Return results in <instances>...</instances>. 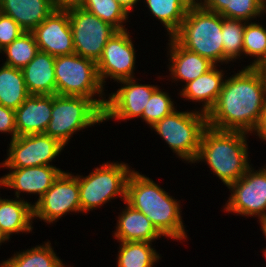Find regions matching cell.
<instances>
[{
	"instance_id": "obj_1",
	"label": "cell",
	"mask_w": 266,
	"mask_h": 267,
	"mask_svg": "<svg viewBox=\"0 0 266 267\" xmlns=\"http://www.w3.org/2000/svg\"><path fill=\"white\" fill-rule=\"evenodd\" d=\"M266 103V76L256 67H245L225 79L207 126L217 130L253 133Z\"/></svg>"
},
{
	"instance_id": "obj_2",
	"label": "cell",
	"mask_w": 266,
	"mask_h": 267,
	"mask_svg": "<svg viewBox=\"0 0 266 267\" xmlns=\"http://www.w3.org/2000/svg\"><path fill=\"white\" fill-rule=\"evenodd\" d=\"M125 201L145 214L162 236L177 241L187 238L180 201L149 177L133 170L127 180Z\"/></svg>"
},
{
	"instance_id": "obj_3",
	"label": "cell",
	"mask_w": 266,
	"mask_h": 267,
	"mask_svg": "<svg viewBox=\"0 0 266 267\" xmlns=\"http://www.w3.org/2000/svg\"><path fill=\"white\" fill-rule=\"evenodd\" d=\"M247 132L217 130L207 126L201 136L197 161H204L228 187L251 166L248 162Z\"/></svg>"
},
{
	"instance_id": "obj_4",
	"label": "cell",
	"mask_w": 266,
	"mask_h": 267,
	"mask_svg": "<svg viewBox=\"0 0 266 267\" xmlns=\"http://www.w3.org/2000/svg\"><path fill=\"white\" fill-rule=\"evenodd\" d=\"M221 14L203 5L190 6L179 30L172 36L182 47L209 59L224 63Z\"/></svg>"
},
{
	"instance_id": "obj_5",
	"label": "cell",
	"mask_w": 266,
	"mask_h": 267,
	"mask_svg": "<svg viewBox=\"0 0 266 267\" xmlns=\"http://www.w3.org/2000/svg\"><path fill=\"white\" fill-rule=\"evenodd\" d=\"M54 70L56 94L90 98L104 111L107 99L102 97L104 87L94 60L75 53L56 56ZM96 94L102 99H94Z\"/></svg>"
},
{
	"instance_id": "obj_6",
	"label": "cell",
	"mask_w": 266,
	"mask_h": 267,
	"mask_svg": "<svg viewBox=\"0 0 266 267\" xmlns=\"http://www.w3.org/2000/svg\"><path fill=\"white\" fill-rule=\"evenodd\" d=\"M104 122V111L90 98L52 95L51 120L45 134L66 146L74 132Z\"/></svg>"
},
{
	"instance_id": "obj_7",
	"label": "cell",
	"mask_w": 266,
	"mask_h": 267,
	"mask_svg": "<svg viewBox=\"0 0 266 267\" xmlns=\"http://www.w3.org/2000/svg\"><path fill=\"white\" fill-rule=\"evenodd\" d=\"M207 127V114L199 111L178 112L151 126L182 160L195 163L203 130Z\"/></svg>"
},
{
	"instance_id": "obj_8",
	"label": "cell",
	"mask_w": 266,
	"mask_h": 267,
	"mask_svg": "<svg viewBox=\"0 0 266 267\" xmlns=\"http://www.w3.org/2000/svg\"><path fill=\"white\" fill-rule=\"evenodd\" d=\"M132 171L127 164L107 162L86 177L76 175L81 212L87 213L117 196L125 201L126 184Z\"/></svg>"
},
{
	"instance_id": "obj_9",
	"label": "cell",
	"mask_w": 266,
	"mask_h": 267,
	"mask_svg": "<svg viewBox=\"0 0 266 267\" xmlns=\"http://www.w3.org/2000/svg\"><path fill=\"white\" fill-rule=\"evenodd\" d=\"M68 16L74 53L97 62L117 29L83 8L69 10Z\"/></svg>"
},
{
	"instance_id": "obj_10",
	"label": "cell",
	"mask_w": 266,
	"mask_h": 267,
	"mask_svg": "<svg viewBox=\"0 0 266 267\" xmlns=\"http://www.w3.org/2000/svg\"><path fill=\"white\" fill-rule=\"evenodd\" d=\"M228 189L232 193L224 210L243 216L256 215L259 221L266 218V166L259 171L250 166Z\"/></svg>"
},
{
	"instance_id": "obj_11",
	"label": "cell",
	"mask_w": 266,
	"mask_h": 267,
	"mask_svg": "<svg viewBox=\"0 0 266 267\" xmlns=\"http://www.w3.org/2000/svg\"><path fill=\"white\" fill-rule=\"evenodd\" d=\"M9 146L8 157L0 163L6 168L50 166V162L65 147L58 139L45 133L17 136Z\"/></svg>"
},
{
	"instance_id": "obj_12",
	"label": "cell",
	"mask_w": 266,
	"mask_h": 267,
	"mask_svg": "<svg viewBox=\"0 0 266 267\" xmlns=\"http://www.w3.org/2000/svg\"><path fill=\"white\" fill-rule=\"evenodd\" d=\"M67 212H81L79 184L76 176L62 171L46 193L33 204V218L38 217L50 224Z\"/></svg>"
},
{
	"instance_id": "obj_13",
	"label": "cell",
	"mask_w": 266,
	"mask_h": 267,
	"mask_svg": "<svg viewBox=\"0 0 266 267\" xmlns=\"http://www.w3.org/2000/svg\"><path fill=\"white\" fill-rule=\"evenodd\" d=\"M135 54L134 44L127 29L117 30L107 41L101 57L96 62L102 85H105L107 77L117 82L134 78Z\"/></svg>"
},
{
	"instance_id": "obj_14",
	"label": "cell",
	"mask_w": 266,
	"mask_h": 267,
	"mask_svg": "<svg viewBox=\"0 0 266 267\" xmlns=\"http://www.w3.org/2000/svg\"><path fill=\"white\" fill-rule=\"evenodd\" d=\"M118 82L123 86L109 95L104 109V121L109 119L124 121L142 117L148 100L158 87L138 84L134 78Z\"/></svg>"
},
{
	"instance_id": "obj_15",
	"label": "cell",
	"mask_w": 266,
	"mask_h": 267,
	"mask_svg": "<svg viewBox=\"0 0 266 267\" xmlns=\"http://www.w3.org/2000/svg\"><path fill=\"white\" fill-rule=\"evenodd\" d=\"M32 33L39 51L54 57L74 54L68 11H53Z\"/></svg>"
},
{
	"instance_id": "obj_16",
	"label": "cell",
	"mask_w": 266,
	"mask_h": 267,
	"mask_svg": "<svg viewBox=\"0 0 266 267\" xmlns=\"http://www.w3.org/2000/svg\"><path fill=\"white\" fill-rule=\"evenodd\" d=\"M9 169L12 171L0 178V184L15 189L17 199H19L21 192H25L38 194L39 200L62 172L61 169L53 165Z\"/></svg>"
},
{
	"instance_id": "obj_17",
	"label": "cell",
	"mask_w": 266,
	"mask_h": 267,
	"mask_svg": "<svg viewBox=\"0 0 266 267\" xmlns=\"http://www.w3.org/2000/svg\"><path fill=\"white\" fill-rule=\"evenodd\" d=\"M52 113V95H29L15 110L17 136L45 133Z\"/></svg>"
},
{
	"instance_id": "obj_18",
	"label": "cell",
	"mask_w": 266,
	"mask_h": 267,
	"mask_svg": "<svg viewBox=\"0 0 266 267\" xmlns=\"http://www.w3.org/2000/svg\"><path fill=\"white\" fill-rule=\"evenodd\" d=\"M169 39V71L174 81H185L187 84L215 66L209 59L182 47L173 37Z\"/></svg>"
},
{
	"instance_id": "obj_19",
	"label": "cell",
	"mask_w": 266,
	"mask_h": 267,
	"mask_svg": "<svg viewBox=\"0 0 266 267\" xmlns=\"http://www.w3.org/2000/svg\"><path fill=\"white\" fill-rule=\"evenodd\" d=\"M53 11L52 0H0V12L16 21L25 32H32Z\"/></svg>"
},
{
	"instance_id": "obj_20",
	"label": "cell",
	"mask_w": 266,
	"mask_h": 267,
	"mask_svg": "<svg viewBox=\"0 0 266 267\" xmlns=\"http://www.w3.org/2000/svg\"><path fill=\"white\" fill-rule=\"evenodd\" d=\"M55 57L39 51L22 69L25 86L30 95H55Z\"/></svg>"
},
{
	"instance_id": "obj_21",
	"label": "cell",
	"mask_w": 266,
	"mask_h": 267,
	"mask_svg": "<svg viewBox=\"0 0 266 267\" xmlns=\"http://www.w3.org/2000/svg\"><path fill=\"white\" fill-rule=\"evenodd\" d=\"M125 207L117 220L116 231L114 232L116 240L119 242H149L152 243L162 235L156 230L149 218L130 206L124 201Z\"/></svg>"
},
{
	"instance_id": "obj_22",
	"label": "cell",
	"mask_w": 266,
	"mask_h": 267,
	"mask_svg": "<svg viewBox=\"0 0 266 267\" xmlns=\"http://www.w3.org/2000/svg\"><path fill=\"white\" fill-rule=\"evenodd\" d=\"M216 67L217 65L185 84L180 91V95L185 99L203 102L200 111L206 114L215 106L225 81L223 70H218Z\"/></svg>"
},
{
	"instance_id": "obj_23",
	"label": "cell",
	"mask_w": 266,
	"mask_h": 267,
	"mask_svg": "<svg viewBox=\"0 0 266 267\" xmlns=\"http://www.w3.org/2000/svg\"><path fill=\"white\" fill-rule=\"evenodd\" d=\"M0 198V231L9 240L10 235L32 231L33 205L24 199Z\"/></svg>"
},
{
	"instance_id": "obj_24",
	"label": "cell",
	"mask_w": 266,
	"mask_h": 267,
	"mask_svg": "<svg viewBox=\"0 0 266 267\" xmlns=\"http://www.w3.org/2000/svg\"><path fill=\"white\" fill-rule=\"evenodd\" d=\"M203 6L224 18L249 22L266 14V0H203Z\"/></svg>"
},
{
	"instance_id": "obj_25",
	"label": "cell",
	"mask_w": 266,
	"mask_h": 267,
	"mask_svg": "<svg viewBox=\"0 0 266 267\" xmlns=\"http://www.w3.org/2000/svg\"><path fill=\"white\" fill-rule=\"evenodd\" d=\"M29 95L22 69L3 64L0 68V104L16 110Z\"/></svg>"
},
{
	"instance_id": "obj_26",
	"label": "cell",
	"mask_w": 266,
	"mask_h": 267,
	"mask_svg": "<svg viewBox=\"0 0 266 267\" xmlns=\"http://www.w3.org/2000/svg\"><path fill=\"white\" fill-rule=\"evenodd\" d=\"M151 14L160 20L172 37L180 28L190 5L185 0H144Z\"/></svg>"
},
{
	"instance_id": "obj_27",
	"label": "cell",
	"mask_w": 266,
	"mask_h": 267,
	"mask_svg": "<svg viewBox=\"0 0 266 267\" xmlns=\"http://www.w3.org/2000/svg\"><path fill=\"white\" fill-rule=\"evenodd\" d=\"M0 267H66L56 256L48 241L43 245L17 252L13 257L2 261Z\"/></svg>"
},
{
	"instance_id": "obj_28",
	"label": "cell",
	"mask_w": 266,
	"mask_h": 267,
	"mask_svg": "<svg viewBox=\"0 0 266 267\" xmlns=\"http://www.w3.org/2000/svg\"><path fill=\"white\" fill-rule=\"evenodd\" d=\"M118 267H152L160 256L149 242H120Z\"/></svg>"
},
{
	"instance_id": "obj_29",
	"label": "cell",
	"mask_w": 266,
	"mask_h": 267,
	"mask_svg": "<svg viewBox=\"0 0 266 267\" xmlns=\"http://www.w3.org/2000/svg\"><path fill=\"white\" fill-rule=\"evenodd\" d=\"M6 54L4 65L23 69L39 52L32 32H23L16 40L7 45L0 53Z\"/></svg>"
},
{
	"instance_id": "obj_30",
	"label": "cell",
	"mask_w": 266,
	"mask_h": 267,
	"mask_svg": "<svg viewBox=\"0 0 266 267\" xmlns=\"http://www.w3.org/2000/svg\"><path fill=\"white\" fill-rule=\"evenodd\" d=\"M82 8L117 30H126L123 23L129 18V13L116 0H85Z\"/></svg>"
},
{
	"instance_id": "obj_31",
	"label": "cell",
	"mask_w": 266,
	"mask_h": 267,
	"mask_svg": "<svg viewBox=\"0 0 266 267\" xmlns=\"http://www.w3.org/2000/svg\"><path fill=\"white\" fill-rule=\"evenodd\" d=\"M244 28L245 21L223 17L222 42L224 63H228L229 61H233L242 56Z\"/></svg>"
},
{
	"instance_id": "obj_32",
	"label": "cell",
	"mask_w": 266,
	"mask_h": 267,
	"mask_svg": "<svg viewBox=\"0 0 266 267\" xmlns=\"http://www.w3.org/2000/svg\"><path fill=\"white\" fill-rule=\"evenodd\" d=\"M243 54L256 57L246 67H257L266 57V28L254 22H245L243 37Z\"/></svg>"
},
{
	"instance_id": "obj_33",
	"label": "cell",
	"mask_w": 266,
	"mask_h": 267,
	"mask_svg": "<svg viewBox=\"0 0 266 267\" xmlns=\"http://www.w3.org/2000/svg\"><path fill=\"white\" fill-rule=\"evenodd\" d=\"M174 110L176 109L169 95L157 88L148 100L141 118L151 127Z\"/></svg>"
},
{
	"instance_id": "obj_34",
	"label": "cell",
	"mask_w": 266,
	"mask_h": 267,
	"mask_svg": "<svg viewBox=\"0 0 266 267\" xmlns=\"http://www.w3.org/2000/svg\"><path fill=\"white\" fill-rule=\"evenodd\" d=\"M23 32L11 17L0 12V51L16 40Z\"/></svg>"
},
{
	"instance_id": "obj_35",
	"label": "cell",
	"mask_w": 266,
	"mask_h": 267,
	"mask_svg": "<svg viewBox=\"0 0 266 267\" xmlns=\"http://www.w3.org/2000/svg\"><path fill=\"white\" fill-rule=\"evenodd\" d=\"M0 132L10 133L11 140L17 137L15 110L0 104Z\"/></svg>"
},
{
	"instance_id": "obj_36",
	"label": "cell",
	"mask_w": 266,
	"mask_h": 267,
	"mask_svg": "<svg viewBox=\"0 0 266 267\" xmlns=\"http://www.w3.org/2000/svg\"><path fill=\"white\" fill-rule=\"evenodd\" d=\"M85 0H52L55 10L69 11L76 8H82Z\"/></svg>"
},
{
	"instance_id": "obj_37",
	"label": "cell",
	"mask_w": 266,
	"mask_h": 267,
	"mask_svg": "<svg viewBox=\"0 0 266 267\" xmlns=\"http://www.w3.org/2000/svg\"><path fill=\"white\" fill-rule=\"evenodd\" d=\"M261 140L266 141V103L260 116L259 122L253 130Z\"/></svg>"
},
{
	"instance_id": "obj_38",
	"label": "cell",
	"mask_w": 266,
	"mask_h": 267,
	"mask_svg": "<svg viewBox=\"0 0 266 267\" xmlns=\"http://www.w3.org/2000/svg\"><path fill=\"white\" fill-rule=\"evenodd\" d=\"M128 13L140 0H116Z\"/></svg>"
},
{
	"instance_id": "obj_39",
	"label": "cell",
	"mask_w": 266,
	"mask_h": 267,
	"mask_svg": "<svg viewBox=\"0 0 266 267\" xmlns=\"http://www.w3.org/2000/svg\"><path fill=\"white\" fill-rule=\"evenodd\" d=\"M256 68L266 76V57Z\"/></svg>"
},
{
	"instance_id": "obj_40",
	"label": "cell",
	"mask_w": 266,
	"mask_h": 267,
	"mask_svg": "<svg viewBox=\"0 0 266 267\" xmlns=\"http://www.w3.org/2000/svg\"><path fill=\"white\" fill-rule=\"evenodd\" d=\"M190 6L203 5L204 1L202 0H185Z\"/></svg>"
},
{
	"instance_id": "obj_41",
	"label": "cell",
	"mask_w": 266,
	"mask_h": 267,
	"mask_svg": "<svg viewBox=\"0 0 266 267\" xmlns=\"http://www.w3.org/2000/svg\"><path fill=\"white\" fill-rule=\"evenodd\" d=\"M261 223V229L264 233V236L266 238V218L259 221Z\"/></svg>"
},
{
	"instance_id": "obj_42",
	"label": "cell",
	"mask_w": 266,
	"mask_h": 267,
	"mask_svg": "<svg viewBox=\"0 0 266 267\" xmlns=\"http://www.w3.org/2000/svg\"><path fill=\"white\" fill-rule=\"evenodd\" d=\"M7 240L8 239L6 238V236L0 231V245L2 242L4 243V241H7Z\"/></svg>"
},
{
	"instance_id": "obj_43",
	"label": "cell",
	"mask_w": 266,
	"mask_h": 267,
	"mask_svg": "<svg viewBox=\"0 0 266 267\" xmlns=\"http://www.w3.org/2000/svg\"><path fill=\"white\" fill-rule=\"evenodd\" d=\"M264 253V257L266 258V248L264 249V251H263Z\"/></svg>"
}]
</instances>
